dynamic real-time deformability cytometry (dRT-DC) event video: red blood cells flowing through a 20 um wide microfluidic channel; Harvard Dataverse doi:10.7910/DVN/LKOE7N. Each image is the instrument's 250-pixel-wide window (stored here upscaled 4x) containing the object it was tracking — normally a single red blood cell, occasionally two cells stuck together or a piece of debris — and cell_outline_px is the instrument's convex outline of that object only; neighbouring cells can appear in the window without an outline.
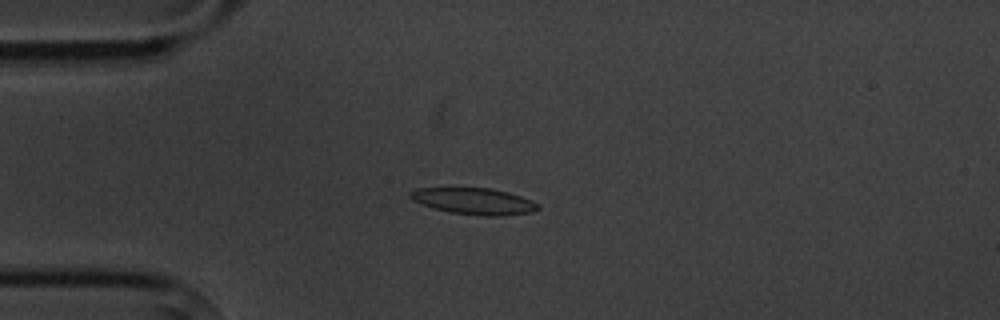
{"species": "common noctule bat (a hibernating species)", "species_latin": "Nyctalus noctula", "temperature_condition": "cold", "stored_images_in_passage": 10, "camera_frame_rate_fps": 3000, "um_per_image_px": 0.085, "animal": {"sex": "male", "body_mass_g": 20.1, "forearm_length_mm": 53.5}, "frame": {"image": 1, "passage_image": 4, "time_ms": 3.333, "image_size_px": [1000, 320], "cell_outline_px": [[540, 208], [532, 212], [504, 216], [484, 216], [452, 212], [432, 208], [420, 204], [412, 200], [408, 196], [408, 192], [416, 188], [492, 188], [508, 192], [532, 200], [540, 204]], "centroid_in_image_um": [40.28, 17.1], "position_along_channel_um": 44.7, "area_um2": 19.88}}
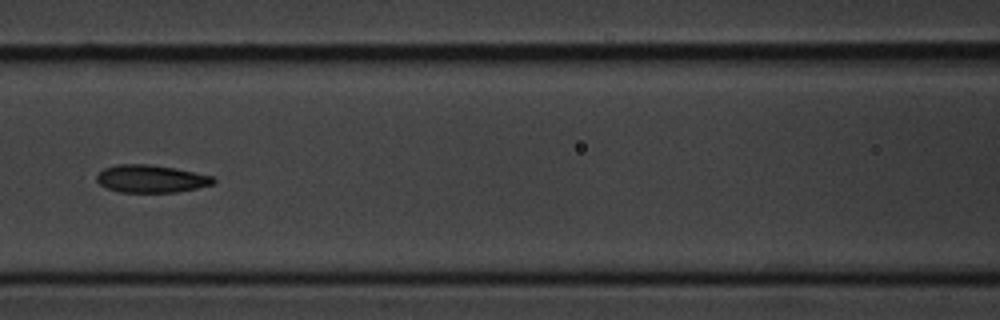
{"frame": {"image": 2, "passage_image": 7, "time_ms": 7.0, "image_size_px": [1000, 320], "cell_outline_px": [[216, 180], [212, 184], [196, 188], [176, 192], [120, 192], [104, 188], [96, 180], [96, 176], [104, 168], [116, 164], [148, 164], [176, 168], [212, 176]], "centroid_in_image_um": [12.8, 15.19], "position_along_channel_um": 153.8, "area_um2": 18.79}}
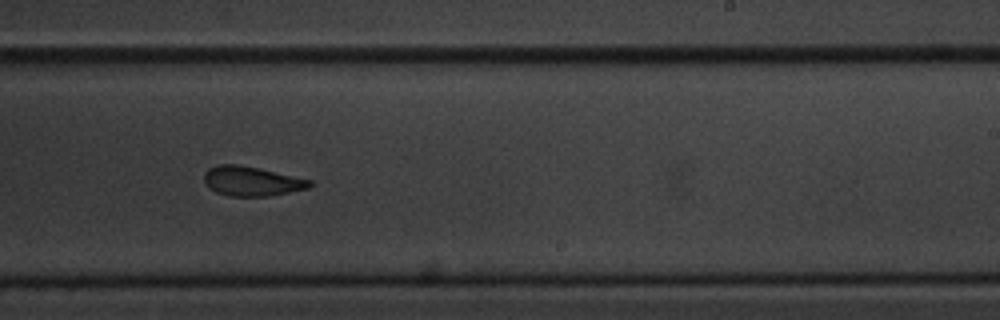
{"frame": {"image": 3, "passage_image": 10, "time_ms": 10.333, "image_size_px": [1000, 320], "cell_outline_px": [[312, 184], [308, 188], [268, 196], [228, 196], [216, 192], [204, 184], [204, 172], [208, 168], [220, 164], [236, 164], [260, 168], [312, 180]], "centroid_in_image_um": [21.36, 15.39], "position_along_channel_um": 267.6, "area_um2": 18.21}}